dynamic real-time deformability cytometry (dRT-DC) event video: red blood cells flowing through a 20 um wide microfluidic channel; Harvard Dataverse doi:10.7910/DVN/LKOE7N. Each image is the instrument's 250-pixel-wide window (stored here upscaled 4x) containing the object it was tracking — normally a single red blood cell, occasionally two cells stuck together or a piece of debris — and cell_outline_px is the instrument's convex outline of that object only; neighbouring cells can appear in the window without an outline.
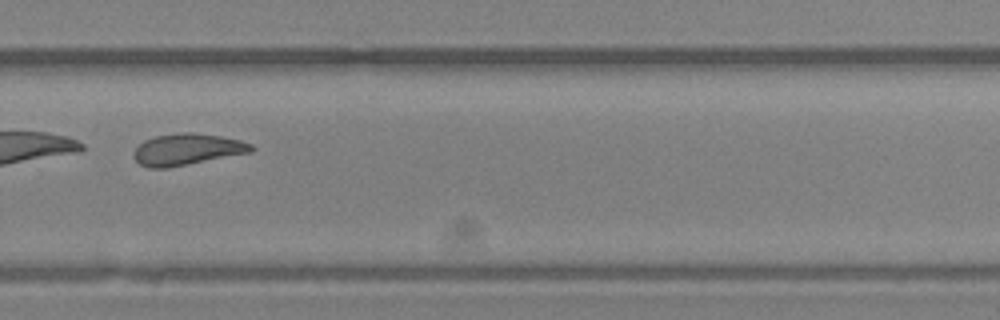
{"species": "Egyptian fruit bat (a non-hibernating species)", "species_latin": "Rousettus aegyptiacus", "temperature_condition": "room temperature", "stored_images_in_passage": 27, "camera_frame_rate_fps": 3000, "um_per_image_px": 0.085, "animal": {"sex": "female"}, "frame": {"image": 1, "passage_image": 16, "time_ms": 5.0, "image_size_px": [1000, 320], "cell_outline_px": [[256, 148], [252, 152], [164, 168], [148, 168], [140, 164], [132, 156], [132, 152], [144, 140], [156, 136], [180, 132], [192, 132], [220, 136], [240, 140], [252, 144]], "centroid_in_image_um": [15.9, 12.69], "position_along_channel_um": 313.9, "area_um2": 21.44}}